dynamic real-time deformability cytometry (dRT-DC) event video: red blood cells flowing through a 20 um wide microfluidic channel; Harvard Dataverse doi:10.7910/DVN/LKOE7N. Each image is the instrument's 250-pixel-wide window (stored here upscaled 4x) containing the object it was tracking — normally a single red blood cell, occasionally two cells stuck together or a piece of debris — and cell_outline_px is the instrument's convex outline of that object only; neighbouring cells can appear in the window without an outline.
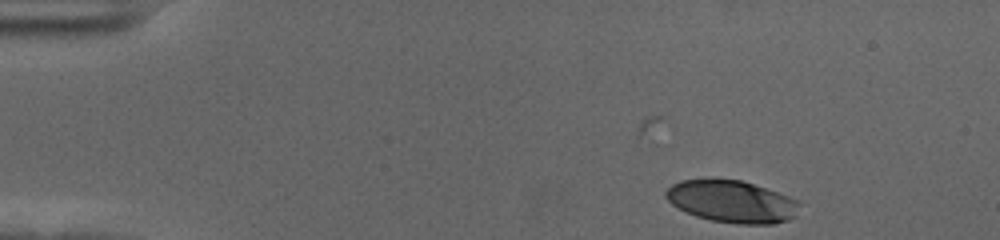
{"species": "human", "species_latin": "Homo sapiens", "temperature_condition": "cold", "stored_images_in_passage": 9, "camera_frame_rate_fps": 3000, "um_per_image_px": 0.085, "donor": {"sex": "female"}, "frame": {"image": 1, "passage_image": 9, "time_ms": 2.667, "image_size_px": [1000, 240], "cell_outline_px": [[800, 204], [796, 216], [788, 220], [772, 224], [736, 224], [712, 220], [696, 216], [672, 204], [664, 196], [664, 192], [672, 184], [680, 180], [740, 180], [800, 200]], "centroid_in_image_um": [62.23, 17.14], "position_along_channel_um": 22.8, "area_um2": 32.48}}